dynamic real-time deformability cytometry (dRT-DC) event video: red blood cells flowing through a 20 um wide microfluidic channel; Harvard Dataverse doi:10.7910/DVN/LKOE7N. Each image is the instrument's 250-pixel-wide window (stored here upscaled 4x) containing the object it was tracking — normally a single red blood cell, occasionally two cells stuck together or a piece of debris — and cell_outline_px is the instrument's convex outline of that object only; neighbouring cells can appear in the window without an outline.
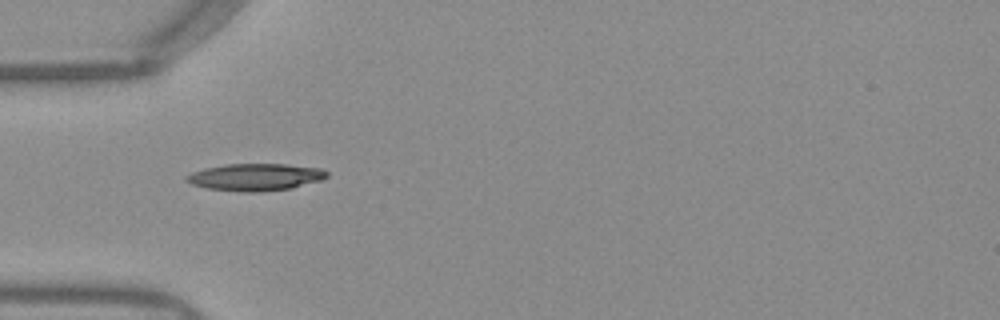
{"species": "Egyptian fruit bat (a non-hibernating species)", "species_latin": "Rousettus aegyptiacus", "temperature_condition": "warm", "stored_images_in_passage": 36, "camera_frame_rate_fps": 3000, "um_per_image_px": 0.085, "frame": {"image": 1, "passage_image": 1, "time_ms": 0.0, "image_size_px": [1000, 320], "cell_outline_px": [[328, 176], [320, 180], [292, 188], [260, 192], [240, 192], [208, 188], [192, 184], [184, 180], [184, 176], [192, 172], [204, 168], [224, 164], [284, 164], [320, 168], [328, 172]], "centroid_in_image_um": [21.67, 15.05], "position_along_channel_um": 63.3, "area_um2": 22.25}}
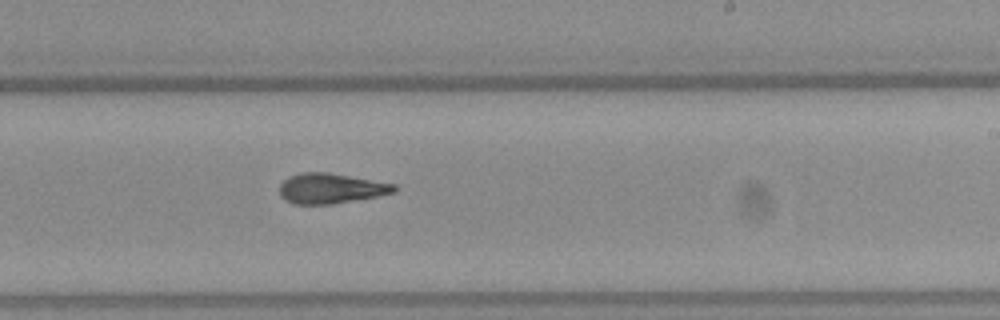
{"frame": {"image": 2, "passage_image": 16, "time_ms": 5.0, "image_size_px": [1000, 320], "cell_outline_px": [[396, 192], [376, 196], [328, 204], [296, 204], [284, 200], [280, 196], [280, 184], [288, 176], [300, 172], [328, 172], [396, 184]], "centroid_in_image_um": [28.08, 16.0], "position_along_channel_um": 260.9, "area_um2": 20.06}}
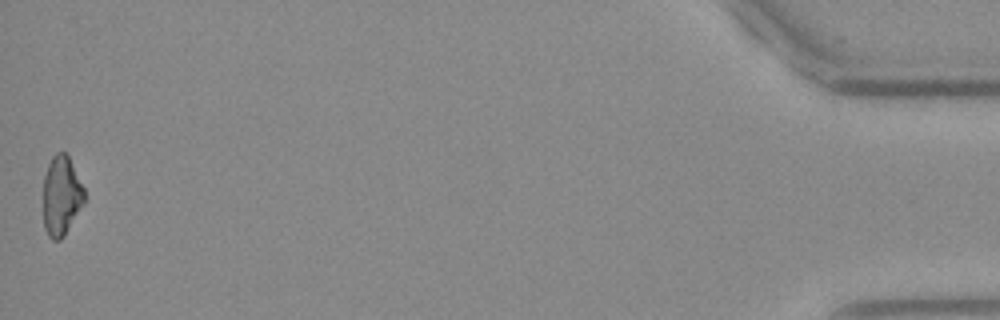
{"frame": {"image": 3, "passage_image": 36, "time_ms": 11.667, "image_size_px": [1000, 320], "cell_outline_px": [[84, 204], [64, 236], [60, 240], [52, 240], [48, 236], [44, 228], [44, 176], [48, 164], [52, 156], [56, 152], [64, 152], [68, 156], [84, 188]], "centroid_in_image_um": [5.21, 16.66], "position_along_channel_um": 430.0, "area_um2": 19.02}, "authors_computed_cell_mechanics": {"area_um2": 20.23, "velocity_mm_per_s": 3.971, "shape_relaxation_time_tau1_ms": 11.0721, "shape_relaxation_time_tau2_ms": 5.149, "deformation_change_tau1": 0.2786, "deformation_change_tau2": 0.161}}